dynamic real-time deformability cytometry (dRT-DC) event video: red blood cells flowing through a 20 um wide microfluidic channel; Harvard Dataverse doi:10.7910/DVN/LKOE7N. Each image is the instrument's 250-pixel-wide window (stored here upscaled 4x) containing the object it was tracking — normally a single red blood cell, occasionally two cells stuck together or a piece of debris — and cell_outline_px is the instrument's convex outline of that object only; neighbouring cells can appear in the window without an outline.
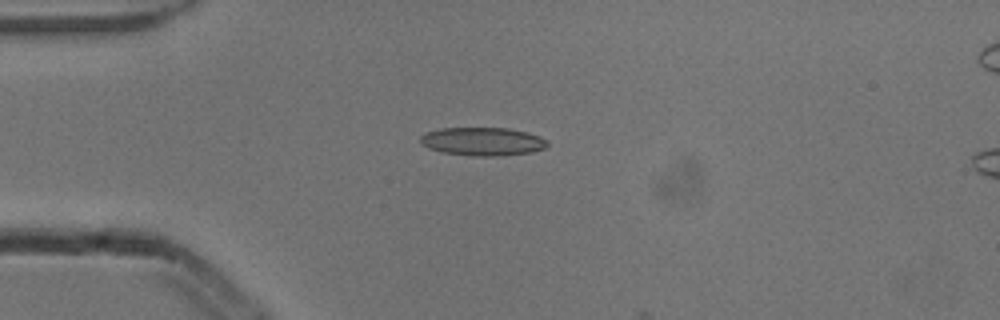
{"species": "common noctule bat (a hibernating species)", "species_latin": "Nyctalus noctula", "temperature_condition": "cold", "stored_images_in_passage": 2, "camera_frame_rate_fps": 3000, "um_per_image_px": 0.085, "animal": {"sex": "male", "body_mass_g": 13.3}, "frame": {"image": 1, "passage_image": 1, "time_ms": 0.0, "image_size_px": [1000, 320], "cell_outline_px": [[548, 144], [544, 148], [532, 152], [500, 156], [472, 156], [440, 152], [428, 148], [420, 144], [420, 136], [424, 132], [440, 128], [508, 128], [528, 132], [540, 136], [548, 140]], "centroid_in_image_um": [41.0, 12.02], "position_along_channel_um": 44.0, "area_um2": 21.27}}